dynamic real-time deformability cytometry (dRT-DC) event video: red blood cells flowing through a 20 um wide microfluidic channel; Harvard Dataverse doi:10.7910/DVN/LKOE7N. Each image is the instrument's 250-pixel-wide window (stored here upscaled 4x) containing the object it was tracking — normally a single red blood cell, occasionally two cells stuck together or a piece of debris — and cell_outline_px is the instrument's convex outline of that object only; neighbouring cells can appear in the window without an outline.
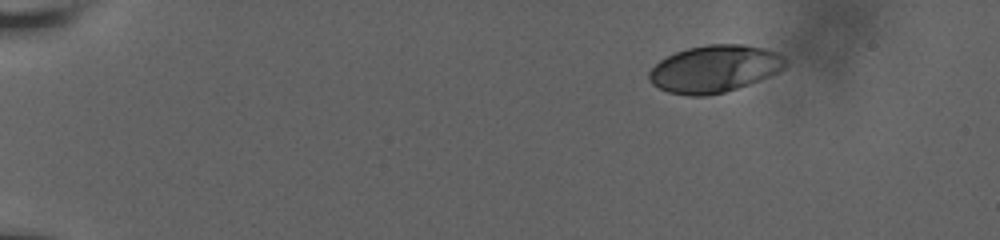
{"species": "human", "species_latin": "Homo sapiens", "temperature_condition": "room temperature", "stored_images_in_passage": 23, "camera_frame_rate_fps": 3000, "um_per_image_px": 0.085, "donor": {"sex": "male"}, "frame": {"image": 1, "passage_image": 1, "time_ms": 0.0, "image_size_px": [1000, 240], "cell_outline_px": [[788, 60], [784, 68], [768, 76], [748, 84], [724, 92], [704, 96], [688, 96], [668, 92], [652, 84], [648, 80], [648, 72], [660, 60], [676, 52], [688, 48], [708, 44], [744, 44], [764, 48], [776, 52], [784, 56]], "centroid_in_image_um": [60.72, 5.84], "position_along_channel_um": 24.3, "area_um2": 37.4}}
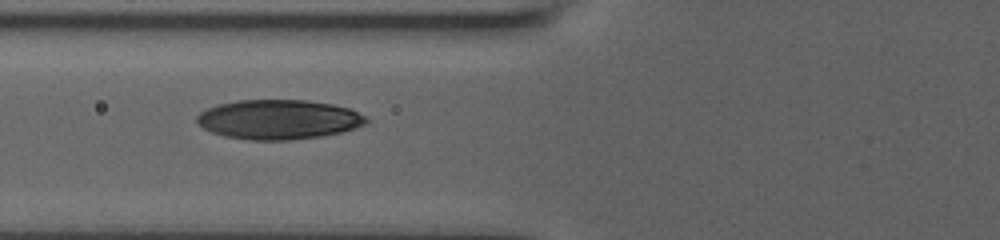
{"frame": {"image": 2, "passage_image": 17, "time_ms": 5.333, "image_size_px": [1000, 240], "cell_outline_px": [[368, 124], [356, 128], [340, 132], [320, 136], [288, 140], [248, 140], [224, 136], [212, 132], [196, 124], [196, 116], [200, 112], [208, 108], [220, 104], [236, 100], [308, 100], [332, 104], [348, 108], [368, 116]], "centroid_in_image_um": [23.69, 10.15], "position_along_channel_um": 102.1, "area_um2": 39.25}}
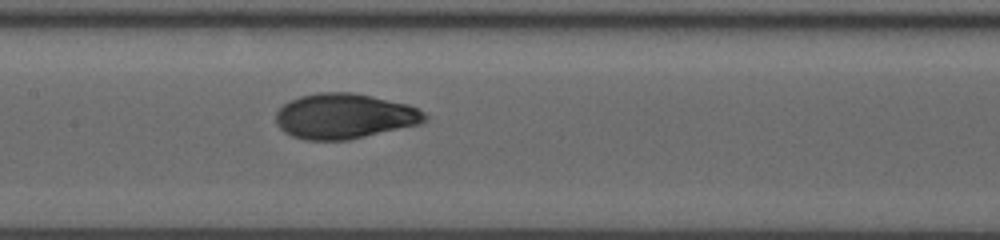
{"frame": {"image": 3, "passage_image": 23, "time_ms": 7.333, "image_size_px": [1000, 240], "cell_outline_px": [[428, 120], [420, 124], [348, 140], [304, 140], [292, 136], [284, 132], [276, 124], [276, 112], [284, 104], [300, 96], [316, 92], [352, 92], [372, 96], [408, 104], [424, 112], [428, 116]], "centroid_in_image_um": [29.28, 9.87], "position_along_channel_um": 178.1, "area_um2": 39.36}}